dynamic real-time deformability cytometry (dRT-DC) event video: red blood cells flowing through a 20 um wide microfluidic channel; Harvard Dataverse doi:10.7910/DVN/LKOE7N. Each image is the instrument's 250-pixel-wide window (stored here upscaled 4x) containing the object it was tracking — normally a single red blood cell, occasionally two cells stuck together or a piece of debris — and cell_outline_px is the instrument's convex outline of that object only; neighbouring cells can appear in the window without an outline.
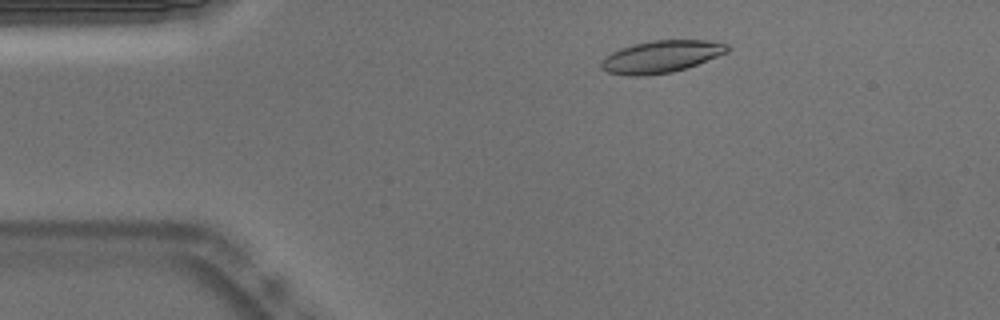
{"species": "Egyptian fruit bat (a non-hibernating species)", "species_latin": "Rousettus aegyptiacus", "temperature_condition": "warm", "stored_images_in_passage": 51, "camera_frame_rate_fps": 3000, "um_per_image_px": 0.085, "animal": {"sex": "male"}, "frame": {"image": 1, "passage_image": 7, "time_ms": 2.0, "image_size_px": [1000, 320], "cell_outline_px": [[732, 48], [728, 52], [696, 64], [672, 72], [644, 76], [628, 76], [608, 72], [600, 68], [600, 64], [604, 56], [620, 48], [652, 40], [708, 40], [728, 44]], "centroid_in_image_um": [56.19, 4.81], "position_along_channel_um": 28.8, "area_um2": 23.64}}
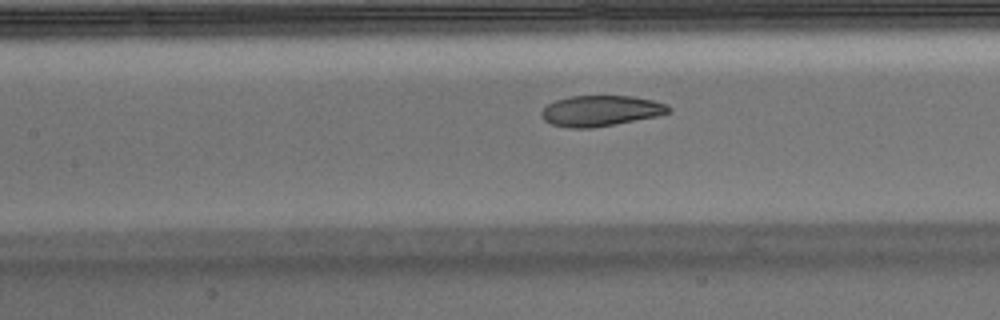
{"frame": {"image": 2, "passage_image": 21, "time_ms": 6.667, "image_size_px": [1000, 320], "cell_outline_px": [[672, 112], [656, 116], [616, 124], [592, 128], [568, 128], [552, 124], [544, 120], [540, 116], [540, 112], [548, 104], [556, 100], [568, 96], [632, 96], [652, 100], [668, 104], [672, 108]], "centroid_in_image_um": [51.06, 9.42], "position_along_channel_um": 156.3, "area_um2": 22.89}}
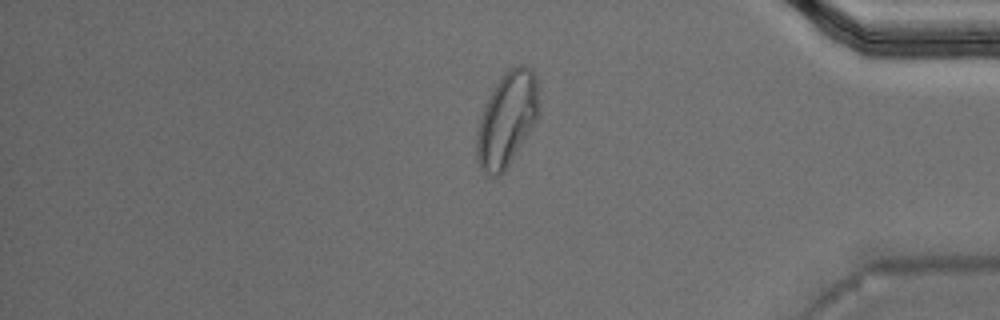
{"frame": {"image": 3, "passage_image": 42, "time_ms": 13.667, "image_size_px": [1000, 320], "cell_outline_px": [[540, 112], [536, 120], [504, 172], [500, 176], [492, 176], [484, 172], [480, 168], [476, 160], [476, 132], [480, 116], [496, 84], [508, 68], [516, 64], [520, 64], [528, 68], [536, 76]], "centroid_in_image_um": [43.08, 10.15], "position_along_channel_um": 392.1, "area_um2": 33.93}, "authors_computed_cell_mechanics": {"area_um2": 23.8136, "velocity_mm_per_s": 3.766, "shape_relaxation_time_tau1_ms": 6.0052, "shape_relaxation_time_tau2_ms": 1.6663, "deformation_change_tau1": 0.1837, "deformation_change_tau2": 0.0739}}